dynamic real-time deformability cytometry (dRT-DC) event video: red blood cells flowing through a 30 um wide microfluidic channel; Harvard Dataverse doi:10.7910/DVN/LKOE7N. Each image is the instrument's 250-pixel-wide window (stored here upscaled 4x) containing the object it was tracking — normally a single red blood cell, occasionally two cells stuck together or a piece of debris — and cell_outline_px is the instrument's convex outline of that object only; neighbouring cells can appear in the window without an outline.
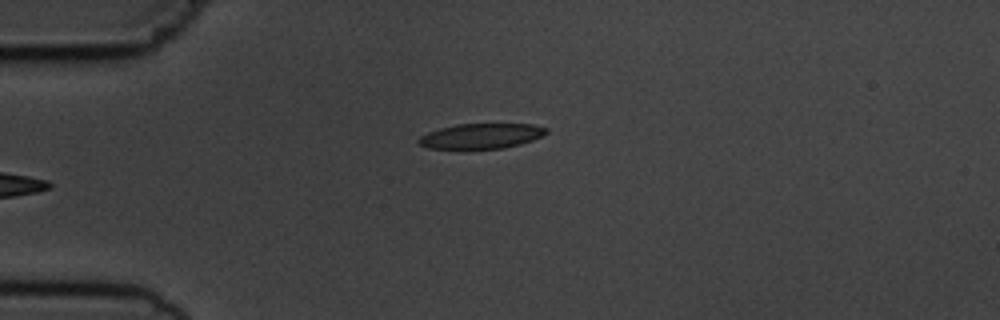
{"species": "common noctule bat (a hibernating species)", "species_latin": "Nyctalus noctula", "temperature_condition": "cold", "stored_images_in_passage": 5, "camera_frame_rate_fps": 3000, "um_per_image_px": 0.085, "animal": {"sex": "male", "body_mass_g": 19.5, "forearm_length_mm": 54.6}, "frame": {"image": 1, "passage_image": 5, "time_ms": 4.667, "image_size_px": [1000, 320], "cell_outline_px": [[548, 132], [532, 140], [520, 144], [504, 148], [464, 152], [428, 148], [420, 144], [416, 140], [420, 136], [428, 132], [440, 128], [456, 124], [532, 124], [548, 128]], "centroid_in_image_um": [40.83, 11.61], "position_along_channel_um": 44.2, "area_um2": 19.59}}